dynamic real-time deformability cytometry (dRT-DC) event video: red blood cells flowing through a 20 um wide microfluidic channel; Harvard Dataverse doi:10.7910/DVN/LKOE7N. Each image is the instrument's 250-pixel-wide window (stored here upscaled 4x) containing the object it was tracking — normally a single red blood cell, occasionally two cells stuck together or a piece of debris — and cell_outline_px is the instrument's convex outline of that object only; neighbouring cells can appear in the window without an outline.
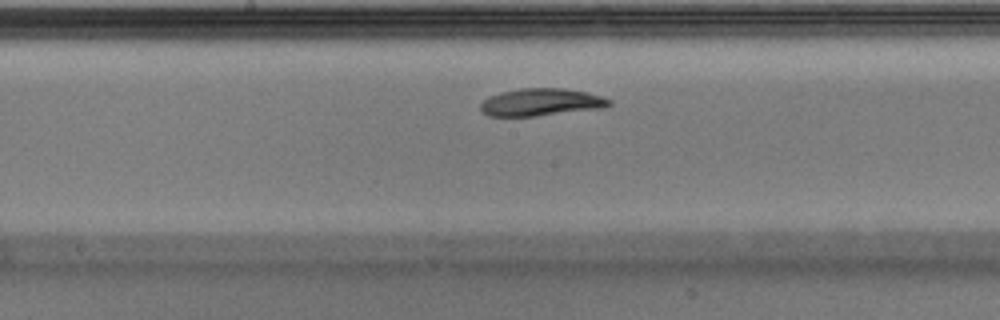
{"species": "Egyptian fruit bat (a non-hibernating species)", "species_latin": "Rousettus aegyptiacus", "temperature_condition": "warm", "stored_images_in_passage": 29, "camera_frame_rate_fps": 3000, "um_per_image_px": 0.085, "animal": {"sex": "male"}, "frame": {"image": 1, "passage_image": 13, "time_ms": 4.0, "image_size_px": [1000, 320], "cell_outline_px": [[612, 104], [608, 108], [536, 116], [488, 116], [480, 112], [480, 104], [488, 96], [500, 92], [520, 88], [564, 88], [588, 92], [612, 100]], "centroid_in_image_um": [46.01, 8.69], "position_along_channel_um": 202.2, "area_um2": 20.98}}